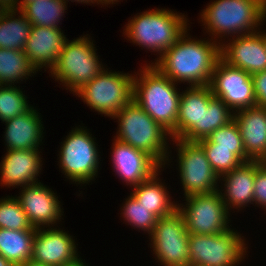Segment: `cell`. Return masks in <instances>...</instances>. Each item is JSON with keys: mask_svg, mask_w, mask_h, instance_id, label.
<instances>
[{"mask_svg": "<svg viewBox=\"0 0 266 266\" xmlns=\"http://www.w3.org/2000/svg\"><path fill=\"white\" fill-rule=\"evenodd\" d=\"M0 228L9 230H36L30 224L19 200L14 196L0 199Z\"/></svg>", "mask_w": 266, "mask_h": 266, "instance_id": "cell-32", "label": "cell"}, {"mask_svg": "<svg viewBox=\"0 0 266 266\" xmlns=\"http://www.w3.org/2000/svg\"><path fill=\"white\" fill-rule=\"evenodd\" d=\"M176 144L177 165L184 196L210 193L219 189V176L209 163L203 147L198 142L172 139Z\"/></svg>", "mask_w": 266, "mask_h": 266, "instance_id": "cell-12", "label": "cell"}, {"mask_svg": "<svg viewBox=\"0 0 266 266\" xmlns=\"http://www.w3.org/2000/svg\"><path fill=\"white\" fill-rule=\"evenodd\" d=\"M112 119H117L115 139L150 155L162 168L169 162L170 132L152 119L134 100ZM168 136V137H167ZM168 144V145H167Z\"/></svg>", "mask_w": 266, "mask_h": 266, "instance_id": "cell-4", "label": "cell"}, {"mask_svg": "<svg viewBox=\"0 0 266 266\" xmlns=\"http://www.w3.org/2000/svg\"><path fill=\"white\" fill-rule=\"evenodd\" d=\"M233 117L234 112L220 98L213 96L207 108H203L202 140L219 127L227 125Z\"/></svg>", "mask_w": 266, "mask_h": 266, "instance_id": "cell-30", "label": "cell"}, {"mask_svg": "<svg viewBox=\"0 0 266 266\" xmlns=\"http://www.w3.org/2000/svg\"><path fill=\"white\" fill-rule=\"evenodd\" d=\"M254 204L266 209V161L256 160Z\"/></svg>", "mask_w": 266, "mask_h": 266, "instance_id": "cell-35", "label": "cell"}, {"mask_svg": "<svg viewBox=\"0 0 266 266\" xmlns=\"http://www.w3.org/2000/svg\"><path fill=\"white\" fill-rule=\"evenodd\" d=\"M67 4L62 0H38L26 3L20 11L32 26L60 28L58 23L67 12Z\"/></svg>", "mask_w": 266, "mask_h": 266, "instance_id": "cell-28", "label": "cell"}, {"mask_svg": "<svg viewBox=\"0 0 266 266\" xmlns=\"http://www.w3.org/2000/svg\"><path fill=\"white\" fill-rule=\"evenodd\" d=\"M255 173L256 160H251L219 177V183L221 180L225 183H223L224 189L218 190L229 211L230 208H239V211L240 208L242 210L248 204L254 205Z\"/></svg>", "mask_w": 266, "mask_h": 266, "instance_id": "cell-22", "label": "cell"}, {"mask_svg": "<svg viewBox=\"0 0 266 266\" xmlns=\"http://www.w3.org/2000/svg\"><path fill=\"white\" fill-rule=\"evenodd\" d=\"M188 266H201V265H197V264H189Z\"/></svg>", "mask_w": 266, "mask_h": 266, "instance_id": "cell-46", "label": "cell"}, {"mask_svg": "<svg viewBox=\"0 0 266 266\" xmlns=\"http://www.w3.org/2000/svg\"><path fill=\"white\" fill-rule=\"evenodd\" d=\"M262 39H263V42H264V45L266 48V33H265V31H262Z\"/></svg>", "mask_w": 266, "mask_h": 266, "instance_id": "cell-45", "label": "cell"}, {"mask_svg": "<svg viewBox=\"0 0 266 266\" xmlns=\"http://www.w3.org/2000/svg\"><path fill=\"white\" fill-rule=\"evenodd\" d=\"M0 266H14L11 262L0 255Z\"/></svg>", "mask_w": 266, "mask_h": 266, "instance_id": "cell-39", "label": "cell"}, {"mask_svg": "<svg viewBox=\"0 0 266 266\" xmlns=\"http://www.w3.org/2000/svg\"><path fill=\"white\" fill-rule=\"evenodd\" d=\"M134 74L133 100L156 122L171 132L176 127L181 92L153 64ZM139 76V78H138Z\"/></svg>", "mask_w": 266, "mask_h": 266, "instance_id": "cell-2", "label": "cell"}, {"mask_svg": "<svg viewBox=\"0 0 266 266\" xmlns=\"http://www.w3.org/2000/svg\"><path fill=\"white\" fill-rule=\"evenodd\" d=\"M201 11L206 32L218 42L219 38L260 30L258 27L266 21V0H215Z\"/></svg>", "mask_w": 266, "mask_h": 266, "instance_id": "cell-3", "label": "cell"}, {"mask_svg": "<svg viewBox=\"0 0 266 266\" xmlns=\"http://www.w3.org/2000/svg\"><path fill=\"white\" fill-rule=\"evenodd\" d=\"M115 2L117 3V2H119V0H98V4H102V5L105 4V6H106V4L107 5H109V4H116Z\"/></svg>", "mask_w": 266, "mask_h": 266, "instance_id": "cell-40", "label": "cell"}, {"mask_svg": "<svg viewBox=\"0 0 266 266\" xmlns=\"http://www.w3.org/2000/svg\"><path fill=\"white\" fill-rule=\"evenodd\" d=\"M7 11H8V10L0 4V19L4 16V14H5Z\"/></svg>", "mask_w": 266, "mask_h": 266, "instance_id": "cell-44", "label": "cell"}, {"mask_svg": "<svg viewBox=\"0 0 266 266\" xmlns=\"http://www.w3.org/2000/svg\"><path fill=\"white\" fill-rule=\"evenodd\" d=\"M61 30L56 27L32 26L23 51L37 72L43 67L51 71L56 65L67 40Z\"/></svg>", "mask_w": 266, "mask_h": 266, "instance_id": "cell-19", "label": "cell"}, {"mask_svg": "<svg viewBox=\"0 0 266 266\" xmlns=\"http://www.w3.org/2000/svg\"><path fill=\"white\" fill-rule=\"evenodd\" d=\"M83 259L79 258L76 262L66 265V266H88V264L86 265V262L83 263L82 261Z\"/></svg>", "mask_w": 266, "mask_h": 266, "instance_id": "cell-41", "label": "cell"}, {"mask_svg": "<svg viewBox=\"0 0 266 266\" xmlns=\"http://www.w3.org/2000/svg\"><path fill=\"white\" fill-rule=\"evenodd\" d=\"M20 266H47V265H42V264H39V263H36L30 260Z\"/></svg>", "mask_w": 266, "mask_h": 266, "instance_id": "cell-43", "label": "cell"}, {"mask_svg": "<svg viewBox=\"0 0 266 266\" xmlns=\"http://www.w3.org/2000/svg\"><path fill=\"white\" fill-rule=\"evenodd\" d=\"M237 230L213 235L190 234L188 242L189 264L201 266H236L245 258L244 236ZM240 261V262H239Z\"/></svg>", "mask_w": 266, "mask_h": 266, "instance_id": "cell-9", "label": "cell"}, {"mask_svg": "<svg viewBox=\"0 0 266 266\" xmlns=\"http://www.w3.org/2000/svg\"><path fill=\"white\" fill-rule=\"evenodd\" d=\"M186 205L178 203L189 234L213 235L230 228L229 210L219 190L185 197ZM229 221V222H228Z\"/></svg>", "mask_w": 266, "mask_h": 266, "instance_id": "cell-10", "label": "cell"}, {"mask_svg": "<svg viewBox=\"0 0 266 266\" xmlns=\"http://www.w3.org/2000/svg\"><path fill=\"white\" fill-rule=\"evenodd\" d=\"M245 149L251 160L266 161V108L254 106L234 112Z\"/></svg>", "mask_w": 266, "mask_h": 266, "instance_id": "cell-21", "label": "cell"}, {"mask_svg": "<svg viewBox=\"0 0 266 266\" xmlns=\"http://www.w3.org/2000/svg\"><path fill=\"white\" fill-rule=\"evenodd\" d=\"M84 126L75 127L61 142L59 168L75 184H88L97 177L99 152L95 137Z\"/></svg>", "mask_w": 266, "mask_h": 266, "instance_id": "cell-8", "label": "cell"}, {"mask_svg": "<svg viewBox=\"0 0 266 266\" xmlns=\"http://www.w3.org/2000/svg\"><path fill=\"white\" fill-rule=\"evenodd\" d=\"M18 1L19 0H0V4L7 10H16L18 9Z\"/></svg>", "mask_w": 266, "mask_h": 266, "instance_id": "cell-37", "label": "cell"}, {"mask_svg": "<svg viewBox=\"0 0 266 266\" xmlns=\"http://www.w3.org/2000/svg\"><path fill=\"white\" fill-rule=\"evenodd\" d=\"M31 28V23L20 10H8L0 19V48L23 51Z\"/></svg>", "mask_w": 266, "mask_h": 266, "instance_id": "cell-26", "label": "cell"}, {"mask_svg": "<svg viewBox=\"0 0 266 266\" xmlns=\"http://www.w3.org/2000/svg\"><path fill=\"white\" fill-rule=\"evenodd\" d=\"M189 235L184 216L178 208L170 215L159 218L149 235V245L155 260H158L156 262L163 266H188Z\"/></svg>", "mask_w": 266, "mask_h": 266, "instance_id": "cell-11", "label": "cell"}, {"mask_svg": "<svg viewBox=\"0 0 266 266\" xmlns=\"http://www.w3.org/2000/svg\"><path fill=\"white\" fill-rule=\"evenodd\" d=\"M187 31L151 64L174 83L209 85L215 64L220 58V43L223 39H219V42L209 38L196 40L189 37Z\"/></svg>", "mask_w": 266, "mask_h": 266, "instance_id": "cell-1", "label": "cell"}, {"mask_svg": "<svg viewBox=\"0 0 266 266\" xmlns=\"http://www.w3.org/2000/svg\"><path fill=\"white\" fill-rule=\"evenodd\" d=\"M112 144V168L127 186L139 185L162 168L150 155L142 150L135 149L115 138Z\"/></svg>", "mask_w": 266, "mask_h": 266, "instance_id": "cell-18", "label": "cell"}, {"mask_svg": "<svg viewBox=\"0 0 266 266\" xmlns=\"http://www.w3.org/2000/svg\"><path fill=\"white\" fill-rule=\"evenodd\" d=\"M212 97L209 85L189 86L181 92L176 127L170 132L171 139L202 140L203 108H207Z\"/></svg>", "mask_w": 266, "mask_h": 266, "instance_id": "cell-14", "label": "cell"}, {"mask_svg": "<svg viewBox=\"0 0 266 266\" xmlns=\"http://www.w3.org/2000/svg\"><path fill=\"white\" fill-rule=\"evenodd\" d=\"M83 35L72 41L66 40L56 65L50 71L55 81H60L66 90L76 93L92 81L105 68L99 62L95 45L90 36Z\"/></svg>", "mask_w": 266, "mask_h": 266, "instance_id": "cell-6", "label": "cell"}, {"mask_svg": "<svg viewBox=\"0 0 266 266\" xmlns=\"http://www.w3.org/2000/svg\"><path fill=\"white\" fill-rule=\"evenodd\" d=\"M209 87L233 112L257 106L252 76L221 58L215 64Z\"/></svg>", "mask_w": 266, "mask_h": 266, "instance_id": "cell-13", "label": "cell"}, {"mask_svg": "<svg viewBox=\"0 0 266 266\" xmlns=\"http://www.w3.org/2000/svg\"><path fill=\"white\" fill-rule=\"evenodd\" d=\"M257 106L266 108V70L252 75Z\"/></svg>", "mask_w": 266, "mask_h": 266, "instance_id": "cell-36", "label": "cell"}, {"mask_svg": "<svg viewBox=\"0 0 266 266\" xmlns=\"http://www.w3.org/2000/svg\"><path fill=\"white\" fill-rule=\"evenodd\" d=\"M181 14L166 8L144 11L128 21L123 34L133 44L159 53L158 60L189 30L188 20Z\"/></svg>", "mask_w": 266, "mask_h": 266, "instance_id": "cell-5", "label": "cell"}, {"mask_svg": "<svg viewBox=\"0 0 266 266\" xmlns=\"http://www.w3.org/2000/svg\"><path fill=\"white\" fill-rule=\"evenodd\" d=\"M73 236L55 227L36 228L31 261L47 266H66L80 257Z\"/></svg>", "mask_w": 266, "mask_h": 266, "instance_id": "cell-15", "label": "cell"}, {"mask_svg": "<svg viewBox=\"0 0 266 266\" xmlns=\"http://www.w3.org/2000/svg\"><path fill=\"white\" fill-rule=\"evenodd\" d=\"M41 159L39 148L7 150L0 163V184L14 189L38 183Z\"/></svg>", "mask_w": 266, "mask_h": 266, "instance_id": "cell-20", "label": "cell"}, {"mask_svg": "<svg viewBox=\"0 0 266 266\" xmlns=\"http://www.w3.org/2000/svg\"><path fill=\"white\" fill-rule=\"evenodd\" d=\"M161 170L160 168L149 179L134 186L131 192L139 205H143L158 219L170 215L178 208V204L170 199L167 187L158 178Z\"/></svg>", "mask_w": 266, "mask_h": 266, "instance_id": "cell-24", "label": "cell"}, {"mask_svg": "<svg viewBox=\"0 0 266 266\" xmlns=\"http://www.w3.org/2000/svg\"><path fill=\"white\" fill-rule=\"evenodd\" d=\"M203 148L233 149V153L243 162L251 161L246 155L243 140L236 121L233 119L227 125L219 127L206 139L198 141Z\"/></svg>", "mask_w": 266, "mask_h": 266, "instance_id": "cell-29", "label": "cell"}, {"mask_svg": "<svg viewBox=\"0 0 266 266\" xmlns=\"http://www.w3.org/2000/svg\"><path fill=\"white\" fill-rule=\"evenodd\" d=\"M20 87L0 85V120L5 122L24 114L32 106Z\"/></svg>", "mask_w": 266, "mask_h": 266, "instance_id": "cell-31", "label": "cell"}, {"mask_svg": "<svg viewBox=\"0 0 266 266\" xmlns=\"http://www.w3.org/2000/svg\"><path fill=\"white\" fill-rule=\"evenodd\" d=\"M62 1H64V2H66V3H68L67 1L68 0H62ZM71 2H79V3H86V4H89V3H93V4H95V3H97L98 4V0H70Z\"/></svg>", "mask_w": 266, "mask_h": 266, "instance_id": "cell-38", "label": "cell"}, {"mask_svg": "<svg viewBox=\"0 0 266 266\" xmlns=\"http://www.w3.org/2000/svg\"><path fill=\"white\" fill-rule=\"evenodd\" d=\"M231 38L228 39L229 43H220V58L224 62L248 72L251 76L266 70V48L262 31Z\"/></svg>", "mask_w": 266, "mask_h": 266, "instance_id": "cell-17", "label": "cell"}, {"mask_svg": "<svg viewBox=\"0 0 266 266\" xmlns=\"http://www.w3.org/2000/svg\"><path fill=\"white\" fill-rule=\"evenodd\" d=\"M36 230H9L0 228V255L14 266L31 260Z\"/></svg>", "mask_w": 266, "mask_h": 266, "instance_id": "cell-25", "label": "cell"}, {"mask_svg": "<svg viewBox=\"0 0 266 266\" xmlns=\"http://www.w3.org/2000/svg\"><path fill=\"white\" fill-rule=\"evenodd\" d=\"M214 172L221 177L240 166L243 162L233 153V149L203 148Z\"/></svg>", "mask_w": 266, "mask_h": 266, "instance_id": "cell-34", "label": "cell"}, {"mask_svg": "<svg viewBox=\"0 0 266 266\" xmlns=\"http://www.w3.org/2000/svg\"><path fill=\"white\" fill-rule=\"evenodd\" d=\"M38 0H21L18 1V10H20L26 3L34 2Z\"/></svg>", "mask_w": 266, "mask_h": 266, "instance_id": "cell-42", "label": "cell"}, {"mask_svg": "<svg viewBox=\"0 0 266 266\" xmlns=\"http://www.w3.org/2000/svg\"><path fill=\"white\" fill-rule=\"evenodd\" d=\"M125 200L120 213L125 220L124 222L133 226L134 229H141L144 233L147 232L150 235L154 230L158 218L151 212H148V209L143 205H139V202L132 194Z\"/></svg>", "mask_w": 266, "mask_h": 266, "instance_id": "cell-33", "label": "cell"}, {"mask_svg": "<svg viewBox=\"0 0 266 266\" xmlns=\"http://www.w3.org/2000/svg\"><path fill=\"white\" fill-rule=\"evenodd\" d=\"M16 198L34 228L53 227L62 217L58 196L41 182L23 186ZM46 225V226H45Z\"/></svg>", "mask_w": 266, "mask_h": 266, "instance_id": "cell-16", "label": "cell"}, {"mask_svg": "<svg viewBox=\"0 0 266 266\" xmlns=\"http://www.w3.org/2000/svg\"><path fill=\"white\" fill-rule=\"evenodd\" d=\"M32 106L27 112L5 121L4 140L7 150L40 149L43 143V122ZM40 145V146H39Z\"/></svg>", "mask_w": 266, "mask_h": 266, "instance_id": "cell-23", "label": "cell"}, {"mask_svg": "<svg viewBox=\"0 0 266 266\" xmlns=\"http://www.w3.org/2000/svg\"><path fill=\"white\" fill-rule=\"evenodd\" d=\"M32 73L35 75L37 72L24 51L0 48V85L15 86Z\"/></svg>", "mask_w": 266, "mask_h": 266, "instance_id": "cell-27", "label": "cell"}, {"mask_svg": "<svg viewBox=\"0 0 266 266\" xmlns=\"http://www.w3.org/2000/svg\"><path fill=\"white\" fill-rule=\"evenodd\" d=\"M108 71L104 69L74 95H78L91 110L113 118L133 100L134 76Z\"/></svg>", "mask_w": 266, "mask_h": 266, "instance_id": "cell-7", "label": "cell"}]
</instances>
